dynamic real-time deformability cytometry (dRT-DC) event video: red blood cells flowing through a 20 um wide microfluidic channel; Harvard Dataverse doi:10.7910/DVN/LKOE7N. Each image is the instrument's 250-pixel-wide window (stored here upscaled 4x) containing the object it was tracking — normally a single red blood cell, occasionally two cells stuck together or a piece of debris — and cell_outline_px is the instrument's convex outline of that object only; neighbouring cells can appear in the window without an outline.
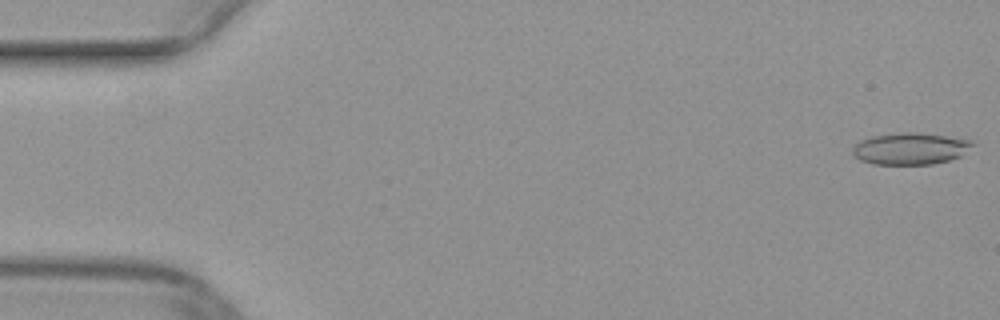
{"species": "common noctule bat (a hibernating species)", "species_latin": "Nyctalus noctula", "temperature_condition": "warm", "stored_images_in_passage": 14, "camera_frame_rate_fps": 3000, "um_per_image_px": 0.085, "animal": {"sex": "female", "body_mass_g": 29.2, "forearm_length_mm": 56.3}, "frame": {"image": 1, "passage_image": 1, "time_ms": 0.0, "image_size_px": [1000, 320], "cell_outline_px": [[976, 144], [960, 156], [948, 160], [932, 164], [872, 164], [860, 160], [852, 156], [852, 148], [860, 140], [872, 136], [900, 132], [920, 132], [976, 140]], "centroid_in_image_um": [77.39, 12.62], "position_along_channel_um": 7.6, "area_um2": 22.54}}
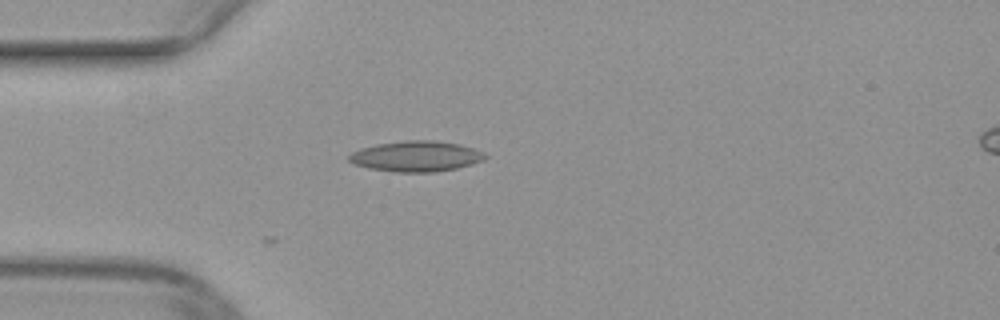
{"frame": {"image": 2, "passage_image": 14, "time_ms": 4.333, "image_size_px": [1000, 320], "cell_outline_px": [[488, 156], [484, 160], [472, 164], [456, 168], [432, 172], [396, 172], [368, 168], [356, 164], [348, 160], [348, 156], [352, 152], [360, 148], [376, 144], [408, 140], [436, 140], [460, 144], [484, 152]], "centroid_in_image_um": [35.38, 13.28], "position_along_channel_um": 49.6, "area_um2": 24.28}}